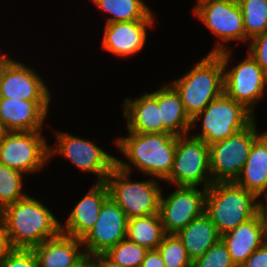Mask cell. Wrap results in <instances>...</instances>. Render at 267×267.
<instances>
[{
	"label": "cell",
	"mask_w": 267,
	"mask_h": 267,
	"mask_svg": "<svg viewBox=\"0 0 267 267\" xmlns=\"http://www.w3.org/2000/svg\"><path fill=\"white\" fill-rule=\"evenodd\" d=\"M10 248L33 249L61 233V222L39 200L29 195L0 211Z\"/></svg>",
	"instance_id": "cell-1"
},
{
	"label": "cell",
	"mask_w": 267,
	"mask_h": 267,
	"mask_svg": "<svg viewBox=\"0 0 267 267\" xmlns=\"http://www.w3.org/2000/svg\"><path fill=\"white\" fill-rule=\"evenodd\" d=\"M116 147L128 162L116 157V166L131 172L137 170L159 180L171 173L176 150V135L171 133H133L115 140ZM131 163V164H130Z\"/></svg>",
	"instance_id": "cell-2"
},
{
	"label": "cell",
	"mask_w": 267,
	"mask_h": 267,
	"mask_svg": "<svg viewBox=\"0 0 267 267\" xmlns=\"http://www.w3.org/2000/svg\"><path fill=\"white\" fill-rule=\"evenodd\" d=\"M205 213L223 235L259 213L258 197L234 181L214 182L205 196Z\"/></svg>",
	"instance_id": "cell-3"
},
{
	"label": "cell",
	"mask_w": 267,
	"mask_h": 267,
	"mask_svg": "<svg viewBox=\"0 0 267 267\" xmlns=\"http://www.w3.org/2000/svg\"><path fill=\"white\" fill-rule=\"evenodd\" d=\"M170 85L179 94L185 111L192 119L224 92V67L217 53H208L183 77Z\"/></svg>",
	"instance_id": "cell-4"
},
{
	"label": "cell",
	"mask_w": 267,
	"mask_h": 267,
	"mask_svg": "<svg viewBox=\"0 0 267 267\" xmlns=\"http://www.w3.org/2000/svg\"><path fill=\"white\" fill-rule=\"evenodd\" d=\"M130 172L116 165L106 177L109 196L122 208L128 220L159 213L162 189L156 178L132 181Z\"/></svg>",
	"instance_id": "cell-5"
},
{
	"label": "cell",
	"mask_w": 267,
	"mask_h": 267,
	"mask_svg": "<svg viewBox=\"0 0 267 267\" xmlns=\"http://www.w3.org/2000/svg\"><path fill=\"white\" fill-rule=\"evenodd\" d=\"M198 119H202V132L191 135L202 139L208 146L235 135L255 120L249 110L225 92L192 118V127Z\"/></svg>",
	"instance_id": "cell-6"
},
{
	"label": "cell",
	"mask_w": 267,
	"mask_h": 267,
	"mask_svg": "<svg viewBox=\"0 0 267 267\" xmlns=\"http://www.w3.org/2000/svg\"><path fill=\"white\" fill-rule=\"evenodd\" d=\"M41 132L3 131L0 137V163L24 175L42 170L50 161V146Z\"/></svg>",
	"instance_id": "cell-7"
},
{
	"label": "cell",
	"mask_w": 267,
	"mask_h": 267,
	"mask_svg": "<svg viewBox=\"0 0 267 267\" xmlns=\"http://www.w3.org/2000/svg\"><path fill=\"white\" fill-rule=\"evenodd\" d=\"M228 48L217 53L224 67V92L253 114L255 105L266 93L267 74L249 52L244 60L228 70L233 53L232 48Z\"/></svg>",
	"instance_id": "cell-8"
},
{
	"label": "cell",
	"mask_w": 267,
	"mask_h": 267,
	"mask_svg": "<svg viewBox=\"0 0 267 267\" xmlns=\"http://www.w3.org/2000/svg\"><path fill=\"white\" fill-rule=\"evenodd\" d=\"M188 135L176 136L173 168L164 181L177 187H197L203 184L202 187L207 189L213 183L209 146L202 139Z\"/></svg>",
	"instance_id": "cell-9"
},
{
	"label": "cell",
	"mask_w": 267,
	"mask_h": 267,
	"mask_svg": "<svg viewBox=\"0 0 267 267\" xmlns=\"http://www.w3.org/2000/svg\"><path fill=\"white\" fill-rule=\"evenodd\" d=\"M254 120L235 135L209 145L212 182L235 181L249 156L253 142L262 134Z\"/></svg>",
	"instance_id": "cell-10"
},
{
	"label": "cell",
	"mask_w": 267,
	"mask_h": 267,
	"mask_svg": "<svg viewBox=\"0 0 267 267\" xmlns=\"http://www.w3.org/2000/svg\"><path fill=\"white\" fill-rule=\"evenodd\" d=\"M193 13L216 37L210 53L228 48L221 42L248 41L245 36L243 15L237 0L207 1L195 4ZM219 40V41H218Z\"/></svg>",
	"instance_id": "cell-11"
},
{
	"label": "cell",
	"mask_w": 267,
	"mask_h": 267,
	"mask_svg": "<svg viewBox=\"0 0 267 267\" xmlns=\"http://www.w3.org/2000/svg\"><path fill=\"white\" fill-rule=\"evenodd\" d=\"M55 133L57 143L53 149L49 147V159L56 153L61 154L81 171L95 174L96 182H105L116 165V157L87 139L66 132Z\"/></svg>",
	"instance_id": "cell-12"
},
{
	"label": "cell",
	"mask_w": 267,
	"mask_h": 267,
	"mask_svg": "<svg viewBox=\"0 0 267 267\" xmlns=\"http://www.w3.org/2000/svg\"><path fill=\"white\" fill-rule=\"evenodd\" d=\"M167 197L161 193L159 214L166 234H177L205 212L207 189L178 186Z\"/></svg>",
	"instance_id": "cell-13"
},
{
	"label": "cell",
	"mask_w": 267,
	"mask_h": 267,
	"mask_svg": "<svg viewBox=\"0 0 267 267\" xmlns=\"http://www.w3.org/2000/svg\"><path fill=\"white\" fill-rule=\"evenodd\" d=\"M128 218L122 208L109 196L103 203L98 219L82 239L87 257L105 253L127 237Z\"/></svg>",
	"instance_id": "cell-14"
},
{
	"label": "cell",
	"mask_w": 267,
	"mask_h": 267,
	"mask_svg": "<svg viewBox=\"0 0 267 267\" xmlns=\"http://www.w3.org/2000/svg\"><path fill=\"white\" fill-rule=\"evenodd\" d=\"M0 98L51 101L48 86L32 67L11 59L0 78Z\"/></svg>",
	"instance_id": "cell-15"
},
{
	"label": "cell",
	"mask_w": 267,
	"mask_h": 267,
	"mask_svg": "<svg viewBox=\"0 0 267 267\" xmlns=\"http://www.w3.org/2000/svg\"><path fill=\"white\" fill-rule=\"evenodd\" d=\"M51 101L0 98V127L3 131H42Z\"/></svg>",
	"instance_id": "cell-16"
},
{
	"label": "cell",
	"mask_w": 267,
	"mask_h": 267,
	"mask_svg": "<svg viewBox=\"0 0 267 267\" xmlns=\"http://www.w3.org/2000/svg\"><path fill=\"white\" fill-rule=\"evenodd\" d=\"M154 21L106 23L101 46L114 56L123 58L133 56L145 47L147 28H152Z\"/></svg>",
	"instance_id": "cell-17"
},
{
	"label": "cell",
	"mask_w": 267,
	"mask_h": 267,
	"mask_svg": "<svg viewBox=\"0 0 267 267\" xmlns=\"http://www.w3.org/2000/svg\"><path fill=\"white\" fill-rule=\"evenodd\" d=\"M109 197V190L105 182H95L87 194L75 205L66 219L61 222V233L77 239H83L93 228L98 219L104 201Z\"/></svg>",
	"instance_id": "cell-18"
},
{
	"label": "cell",
	"mask_w": 267,
	"mask_h": 267,
	"mask_svg": "<svg viewBox=\"0 0 267 267\" xmlns=\"http://www.w3.org/2000/svg\"><path fill=\"white\" fill-rule=\"evenodd\" d=\"M80 246L81 239L60 233L34 247L33 252L38 267H79L88 258Z\"/></svg>",
	"instance_id": "cell-19"
},
{
	"label": "cell",
	"mask_w": 267,
	"mask_h": 267,
	"mask_svg": "<svg viewBox=\"0 0 267 267\" xmlns=\"http://www.w3.org/2000/svg\"><path fill=\"white\" fill-rule=\"evenodd\" d=\"M221 240L227 246L232 261L240 267L256 249L267 241L260 213L221 235Z\"/></svg>",
	"instance_id": "cell-20"
},
{
	"label": "cell",
	"mask_w": 267,
	"mask_h": 267,
	"mask_svg": "<svg viewBox=\"0 0 267 267\" xmlns=\"http://www.w3.org/2000/svg\"><path fill=\"white\" fill-rule=\"evenodd\" d=\"M127 130L133 133H163L157 90L143 93L139 98H125L122 105Z\"/></svg>",
	"instance_id": "cell-21"
},
{
	"label": "cell",
	"mask_w": 267,
	"mask_h": 267,
	"mask_svg": "<svg viewBox=\"0 0 267 267\" xmlns=\"http://www.w3.org/2000/svg\"><path fill=\"white\" fill-rule=\"evenodd\" d=\"M234 182L258 198L267 195V131L253 142L242 171Z\"/></svg>",
	"instance_id": "cell-22"
},
{
	"label": "cell",
	"mask_w": 267,
	"mask_h": 267,
	"mask_svg": "<svg viewBox=\"0 0 267 267\" xmlns=\"http://www.w3.org/2000/svg\"><path fill=\"white\" fill-rule=\"evenodd\" d=\"M157 103L160 106L163 133L176 136L190 134L192 119L186 113L179 94L170 84L157 89Z\"/></svg>",
	"instance_id": "cell-23"
},
{
	"label": "cell",
	"mask_w": 267,
	"mask_h": 267,
	"mask_svg": "<svg viewBox=\"0 0 267 267\" xmlns=\"http://www.w3.org/2000/svg\"><path fill=\"white\" fill-rule=\"evenodd\" d=\"M176 235L181 240L192 262L221 239L216 226L205 212L192 220Z\"/></svg>",
	"instance_id": "cell-24"
},
{
	"label": "cell",
	"mask_w": 267,
	"mask_h": 267,
	"mask_svg": "<svg viewBox=\"0 0 267 267\" xmlns=\"http://www.w3.org/2000/svg\"><path fill=\"white\" fill-rule=\"evenodd\" d=\"M166 235L159 213L127 221V239L147 250L157 249Z\"/></svg>",
	"instance_id": "cell-25"
},
{
	"label": "cell",
	"mask_w": 267,
	"mask_h": 267,
	"mask_svg": "<svg viewBox=\"0 0 267 267\" xmlns=\"http://www.w3.org/2000/svg\"><path fill=\"white\" fill-rule=\"evenodd\" d=\"M97 8L111 15L106 23L155 20L152 10L142 0H92Z\"/></svg>",
	"instance_id": "cell-26"
},
{
	"label": "cell",
	"mask_w": 267,
	"mask_h": 267,
	"mask_svg": "<svg viewBox=\"0 0 267 267\" xmlns=\"http://www.w3.org/2000/svg\"><path fill=\"white\" fill-rule=\"evenodd\" d=\"M243 15L245 36L250 41L267 31V0H237Z\"/></svg>",
	"instance_id": "cell-27"
},
{
	"label": "cell",
	"mask_w": 267,
	"mask_h": 267,
	"mask_svg": "<svg viewBox=\"0 0 267 267\" xmlns=\"http://www.w3.org/2000/svg\"><path fill=\"white\" fill-rule=\"evenodd\" d=\"M22 176L23 173L0 163V211L27 196L23 190Z\"/></svg>",
	"instance_id": "cell-28"
},
{
	"label": "cell",
	"mask_w": 267,
	"mask_h": 267,
	"mask_svg": "<svg viewBox=\"0 0 267 267\" xmlns=\"http://www.w3.org/2000/svg\"><path fill=\"white\" fill-rule=\"evenodd\" d=\"M148 250L127 238L109 248L104 254L122 267H140Z\"/></svg>",
	"instance_id": "cell-29"
},
{
	"label": "cell",
	"mask_w": 267,
	"mask_h": 267,
	"mask_svg": "<svg viewBox=\"0 0 267 267\" xmlns=\"http://www.w3.org/2000/svg\"><path fill=\"white\" fill-rule=\"evenodd\" d=\"M157 250L165 267H192V260L176 234H166Z\"/></svg>",
	"instance_id": "cell-30"
},
{
	"label": "cell",
	"mask_w": 267,
	"mask_h": 267,
	"mask_svg": "<svg viewBox=\"0 0 267 267\" xmlns=\"http://www.w3.org/2000/svg\"><path fill=\"white\" fill-rule=\"evenodd\" d=\"M192 267H237L232 261L227 246L220 239L201 257L192 262Z\"/></svg>",
	"instance_id": "cell-31"
},
{
	"label": "cell",
	"mask_w": 267,
	"mask_h": 267,
	"mask_svg": "<svg viewBox=\"0 0 267 267\" xmlns=\"http://www.w3.org/2000/svg\"><path fill=\"white\" fill-rule=\"evenodd\" d=\"M0 267H38L33 249L10 248Z\"/></svg>",
	"instance_id": "cell-32"
},
{
	"label": "cell",
	"mask_w": 267,
	"mask_h": 267,
	"mask_svg": "<svg viewBox=\"0 0 267 267\" xmlns=\"http://www.w3.org/2000/svg\"><path fill=\"white\" fill-rule=\"evenodd\" d=\"M248 51L267 74V31L249 41Z\"/></svg>",
	"instance_id": "cell-33"
},
{
	"label": "cell",
	"mask_w": 267,
	"mask_h": 267,
	"mask_svg": "<svg viewBox=\"0 0 267 267\" xmlns=\"http://www.w3.org/2000/svg\"><path fill=\"white\" fill-rule=\"evenodd\" d=\"M240 267H267V241L256 249Z\"/></svg>",
	"instance_id": "cell-34"
},
{
	"label": "cell",
	"mask_w": 267,
	"mask_h": 267,
	"mask_svg": "<svg viewBox=\"0 0 267 267\" xmlns=\"http://www.w3.org/2000/svg\"><path fill=\"white\" fill-rule=\"evenodd\" d=\"M140 267H165L157 249L148 250Z\"/></svg>",
	"instance_id": "cell-35"
},
{
	"label": "cell",
	"mask_w": 267,
	"mask_h": 267,
	"mask_svg": "<svg viewBox=\"0 0 267 267\" xmlns=\"http://www.w3.org/2000/svg\"><path fill=\"white\" fill-rule=\"evenodd\" d=\"M88 260L91 267H122L109 259L104 253L91 255Z\"/></svg>",
	"instance_id": "cell-36"
},
{
	"label": "cell",
	"mask_w": 267,
	"mask_h": 267,
	"mask_svg": "<svg viewBox=\"0 0 267 267\" xmlns=\"http://www.w3.org/2000/svg\"><path fill=\"white\" fill-rule=\"evenodd\" d=\"M9 249L10 246L7 241V236L5 234L2 220L0 219V263L5 258V255Z\"/></svg>",
	"instance_id": "cell-37"
},
{
	"label": "cell",
	"mask_w": 267,
	"mask_h": 267,
	"mask_svg": "<svg viewBox=\"0 0 267 267\" xmlns=\"http://www.w3.org/2000/svg\"><path fill=\"white\" fill-rule=\"evenodd\" d=\"M266 203L264 204L262 201H259V213L262 217L266 236H267V195H265Z\"/></svg>",
	"instance_id": "cell-38"
},
{
	"label": "cell",
	"mask_w": 267,
	"mask_h": 267,
	"mask_svg": "<svg viewBox=\"0 0 267 267\" xmlns=\"http://www.w3.org/2000/svg\"><path fill=\"white\" fill-rule=\"evenodd\" d=\"M11 60V58H9L8 56H7V54H5V53H1L0 54V78H1V74H2V72H3V70H4V68H5V66L7 65V63L9 62Z\"/></svg>",
	"instance_id": "cell-39"
},
{
	"label": "cell",
	"mask_w": 267,
	"mask_h": 267,
	"mask_svg": "<svg viewBox=\"0 0 267 267\" xmlns=\"http://www.w3.org/2000/svg\"><path fill=\"white\" fill-rule=\"evenodd\" d=\"M79 267H91L88 258Z\"/></svg>",
	"instance_id": "cell-40"
},
{
	"label": "cell",
	"mask_w": 267,
	"mask_h": 267,
	"mask_svg": "<svg viewBox=\"0 0 267 267\" xmlns=\"http://www.w3.org/2000/svg\"><path fill=\"white\" fill-rule=\"evenodd\" d=\"M207 1H220V0H196V4L207 2Z\"/></svg>",
	"instance_id": "cell-41"
},
{
	"label": "cell",
	"mask_w": 267,
	"mask_h": 267,
	"mask_svg": "<svg viewBox=\"0 0 267 267\" xmlns=\"http://www.w3.org/2000/svg\"><path fill=\"white\" fill-rule=\"evenodd\" d=\"M2 132H3V130H2L1 127H0V137H1Z\"/></svg>",
	"instance_id": "cell-42"
}]
</instances>
